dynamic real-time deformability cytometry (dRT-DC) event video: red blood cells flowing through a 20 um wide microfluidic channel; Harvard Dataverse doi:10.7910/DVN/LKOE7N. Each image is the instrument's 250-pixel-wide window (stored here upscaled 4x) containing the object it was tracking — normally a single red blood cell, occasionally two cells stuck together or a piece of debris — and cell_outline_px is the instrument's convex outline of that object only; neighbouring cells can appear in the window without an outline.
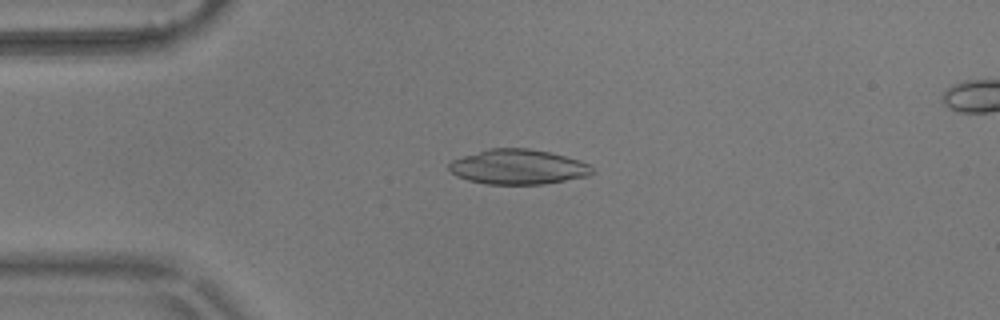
{"species": "common noctule bat (a hibernating species)", "species_latin": "Nyctalus noctula", "temperature_condition": "warm", "stored_images_in_passage": 52, "camera_frame_rate_fps": 3000, "um_per_image_px": 0.085, "animal": {"sex": "male", "body_mass_g": 17.9}, "frame": {"image": 1, "passage_image": 10, "time_ms": 3.0, "image_size_px": [1000, 320], "cell_outline_px": [[596, 172], [588, 176], [544, 184], [484, 184], [468, 180], [456, 176], [448, 168], [448, 164], [452, 160], [488, 148], [528, 148], [548, 152], [580, 160], [588, 164]], "centroid_in_image_um": [44.04, 14.19], "position_along_channel_um": 41.0, "area_um2": 29.13}}
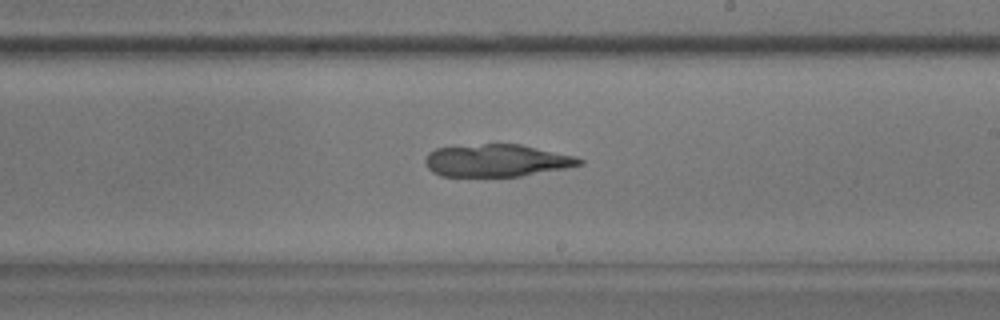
{"frame": {"image": 2, "passage_image": 29, "time_ms": 9.333, "image_size_px": [1000, 320], "cell_outline_px": [[584, 164], [564, 168], [520, 176], [440, 176], [432, 172], [428, 168], [424, 160], [428, 152], [436, 148], [484, 144], [520, 144], [572, 156], [584, 160]], "centroid_in_image_um": [42.17, 13.65], "position_along_channel_um": 246.8, "area_um2": 28.78}}
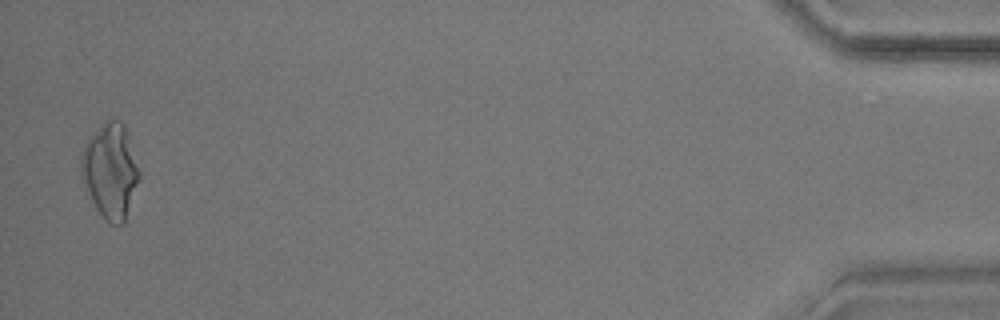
{"frame": {"image": 3, "passage_image": 51, "time_ms": 16.667, "image_size_px": [1000, 320], "cell_outline_px": [[140, 180], [124, 224], [108, 224], [104, 220], [96, 208], [80, 180], [80, 152], [84, 144], [104, 120], [120, 120], [124, 124], [140, 172]], "centroid_in_image_um": [9.35, 14.55], "position_along_channel_um": 425.8, "area_um2": 32.6}, "authors_computed_cell_mechanics": {"area_um2": 29.8248, "velocity_mm_per_s": 3.6254, "shape_relaxation_time_tau1_ms": 9.6001, "shape_relaxation_time_tau2_ms": null, "deformation_change_tau1": 0.2655, "deformation_change_tau2": null}}